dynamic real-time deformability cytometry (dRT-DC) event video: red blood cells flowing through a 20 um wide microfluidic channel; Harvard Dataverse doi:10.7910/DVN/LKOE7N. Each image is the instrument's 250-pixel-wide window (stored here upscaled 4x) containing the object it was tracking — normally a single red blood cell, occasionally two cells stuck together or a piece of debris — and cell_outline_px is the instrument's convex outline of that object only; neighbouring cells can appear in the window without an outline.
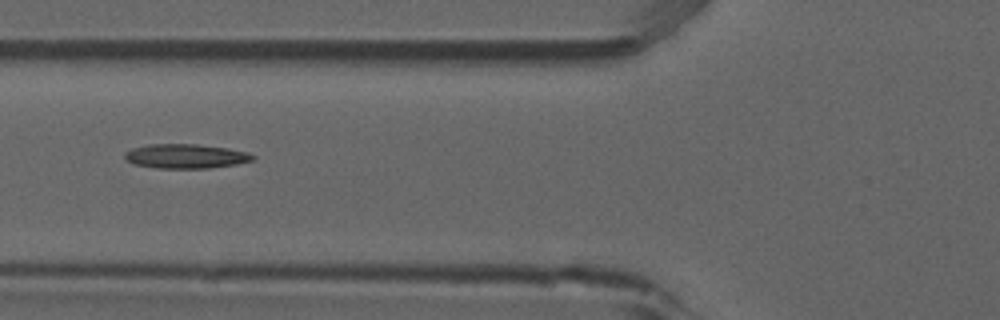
{"species": "common noctule bat (a hibernating species)", "species_latin": "Nyctalus noctula", "temperature_condition": "room temperature", "stored_images_in_passage": 6, "camera_frame_rate_fps": 3000, "um_per_image_px": 0.085, "animal": {"sex": "male", "forearm_length_mm": 52.5}, "frame": {"image": 1, "passage_image": 6, "time_ms": 1.667, "image_size_px": [1000, 320], "cell_outline_px": [[256, 156], [252, 160], [236, 164], [208, 168], [156, 168], [132, 164], [124, 156], [124, 152], [132, 148], [148, 144], [196, 144], [228, 148], [248, 152]], "centroid_in_image_um": [15.76, 13.27], "position_along_channel_um": 110.0, "area_um2": 18.21}}